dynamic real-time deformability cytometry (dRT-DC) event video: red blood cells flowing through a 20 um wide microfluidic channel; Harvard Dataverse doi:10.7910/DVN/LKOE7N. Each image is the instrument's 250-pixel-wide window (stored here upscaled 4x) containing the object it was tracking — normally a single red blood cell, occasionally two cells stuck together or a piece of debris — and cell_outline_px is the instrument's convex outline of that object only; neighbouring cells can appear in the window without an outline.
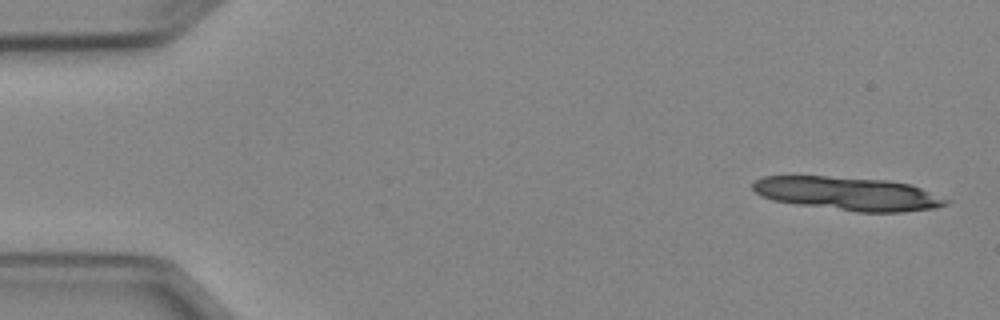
{"species": "Egyptian fruit bat (a non-hibernating species)", "species_latin": "Rousettus aegyptiacus", "temperature_condition": "cold", "stored_images_in_passage": 4, "camera_frame_rate_fps": 3000, "um_per_image_px": 0.085, "animal": {"sex": "female"}, "frame": {"image": 1, "passage_image": 1, "time_ms": 0.0, "image_size_px": [1000, 320], "cell_outline_px": [[948, 204], [936, 208], [904, 212], [856, 212], [796, 204], [772, 200], [760, 196], [752, 188], [752, 184], [756, 180], [764, 176], [828, 176], [888, 180], [908, 184], [920, 188], [948, 200]], "centroid_in_image_um": [72.03, 16.46], "position_along_channel_um": 13.0, "area_um2": 37.63}}
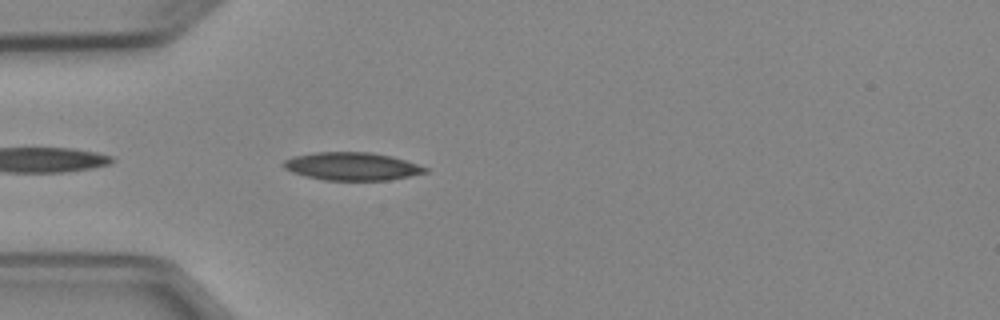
{"frame": {"image": 2, "passage_image": 4, "time_ms": 4.333, "image_size_px": [1000, 320], "cell_outline_px": [[428, 172], [388, 180], [324, 180], [292, 172], [284, 168], [284, 160], [296, 156], [316, 152], [372, 152], [392, 156], [428, 168]], "centroid_in_image_um": [29.93, 14.13], "position_along_channel_um": 55.1, "area_um2": 22.77}}